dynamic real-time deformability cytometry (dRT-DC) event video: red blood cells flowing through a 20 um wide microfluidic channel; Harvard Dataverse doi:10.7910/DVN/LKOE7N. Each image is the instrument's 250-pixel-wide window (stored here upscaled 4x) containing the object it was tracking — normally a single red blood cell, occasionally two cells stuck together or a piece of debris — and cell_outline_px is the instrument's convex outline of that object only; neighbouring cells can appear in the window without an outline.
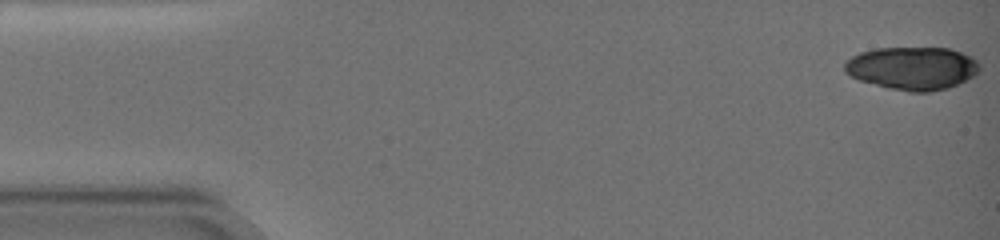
{"species": "common noctule bat (a hibernating species)", "species_latin": "Nyctalus noctula", "temperature_condition": "warm", "stored_images_in_passage": 14, "camera_frame_rate_fps": 3000, "um_per_image_px": 0.085, "animal": {"sex": "female", "body_mass_g": 19.0, "forearm_length_mm": 51.5}, "frame": {"image": 1, "passage_image": 1, "time_ms": 0.0, "image_size_px": [1000, 240], "cell_outline_px": [[980, 72], [948, 88], [928, 92], [908, 92], [888, 88], [860, 80], [848, 76], [844, 72], [844, 64], [852, 56], [860, 52], [876, 48], [948, 48], [972, 56], [980, 64]], "centroid_in_image_um": [77.54, 5.8], "position_along_channel_um": 7.5, "area_um2": 33.87}}